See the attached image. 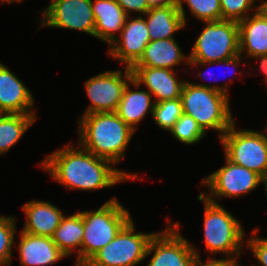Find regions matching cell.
<instances>
[{
	"label": "cell",
	"mask_w": 267,
	"mask_h": 266,
	"mask_svg": "<svg viewBox=\"0 0 267 266\" xmlns=\"http://www.w3.org/2000/svg\"><path fill=\"white\" fill-rule=\"evenodd\" d=\"M1 1V3H8V4H10V3H15V2H22L23 0H0Z\"/></svg>",
	"instance_id": "cell-38"
},
{
	"label": "cell",
	"mask_w": 267,
	"mask_h": 266,
	"mask_svg": "<svg viewBox=\"0 0 267 266\" xmlns=\"http://www.w3.org/2000/svg\"><path fill=\"white\" fill-rule=\"evenodd\" d=\"M182 114L181 99L177 98L155 103L151 117L159 128L169 132Z\"/></svg>",
	"instance_id": "cell-26"
},
{
	"label": "cell",
	"mask_w": 267,
	"mask_h": 266,
	"mask_svg": "<svg viewBox=\"0 0 267 266\" xmlns=\"http://www.w3.org/2000/svg\"><path fill=\"white\" fill-rule=\"evenodd\" d=\"M203 23L206 26L188 55L189 62H218L240 54L238 22L220 20Z\"/></svg>",
	"instance_id": "cell-6"
},
{
	"label": "cell",
	"mask_w": 267,
	"mask_h": 266,
	"mask_svg": "<svg viewBox=\"0 0 267 266\" xmlns=\"http://www.w3.org/2000/svg\"><path fill=\"white\" fill-rule=\"evenodd\" d=\"M167 223L165 231L154 232L149 241L145 257L153 256L147 266H192L198 249L181 235L179 222Z\"/></svg>",
	"instance_id": "cell-9"
},
{
	"label": "cell",
	"mask_w": 267,
	"mask_h": 266,
	"mask_svg": "<svg viewBox=\"0 0 267 266\" xmlns=\"http://www.w3.org/2000/svg\"><path fill=\"white\" fill-rule=\"evenodd\" d=\"M19 237L17 247L21 266H48L66 257L51 237L36 236L23 231Z\"/></svg>",
	"instance_id": "cell-16"
},
{
	"label": "cell",
	"mask_w": 267,
	"mask_h": 266,
	"mask_svg": "<svg viewBox=\"0 0 267 266\" xmlns=\"http://www.w3.org/2000/svg\"><path fill=\"white\" fill-rule=\"evenodd\" d=\"M124 10L127 16H130L131 12L139 13V15H145L150 7L146 0H115Z\"/></svg>",
	"instance_id": "cell-31"
},
{
	"label": "cell",
	"mask_w": 267,
	"mask_h": 266,
	"mask_svg": "<svg viewBox=\"0 0 267 266\" xmlns=\"http://www.w3.org/2000/svg\"><path fill=\"white\" fill-rule=\"evenodd\" d=\"M34 100L23 81L0 62V113L35 114Z\"/></svg>",
	"instance_id": "cell-15"
},
{
	"label": "cell",
	"mask_w": 267,
	"mask_h": 266,
	"mask_svg": "<svg viewBox=\"0 0 267 266\" xmlns=\"http://www.w3.org/2000/svg\"><path fill=\"white\" fill-rule=\"evenodd\" d=\"M35 114L0 113V155L6 154L36 120Z\"/></svg>",
	"instance_id": "cell-24"
},
{
	"label": "cell",
	"mask_w": 267,
	"mask_h": 266,
	"mask_svg": "<svg viewBox=\"0 0 267 266\" xmlns=\"http://www.w3.org/2000/svg\"><path fill=\"white\" fill-rule=\"evenodd\" d=\"M192 266H241V265L236 261H232L226 258L216 259L211 257L208 258L206 261H202L199 255L195 258Z\"/></svg>",
	"instance_id": "cell-33"
},
{
	"label": "cell",
	"mask_w": 267,
	"mask_h": 266,
	"mask_svg": "<svg viewBox=\"0 0 267 266\" xmlns=\"http://www.w3.org/2000/svg\"><path fill=\"white\" fill-rule=\"evenodd\" d=\"M256 0H220L222 20H232L239 22L251 13L250 10L258 11V5H254Z\"/></svg>",
	"instance_id": "cell-29"
},
{
	"label": "cell",
	"mask_w": 267,
	"mask_h": 266,
	"mask_svg": "<svg viewBox=\"0 0 267 266\" xmlns=\"http://www.w3.org/2000/svg\"><path fill=\"white\" fill-rule=\"evenodd\" d=\"M239 51L245 57L267 54V17L259 10L238 22ZM244 53V54H243Z\"/></svg>",
	"instance_id": "cell-19"
},
{
	"label": "cell",
	"mask_w": 267,
	"mask_h": 266,
	"mask_svg": "<svg viewBox=\"0 0 267 266\" xmlns=\"http://www.w3.org/2000/svg\"><path fill=\"white\" fill-rule=\"evenodd\" d=\"M252 59H259V67L261 72L264 74V76L266 77L265 79V84L267 87V54L265 55H260V56H256V57H252Z\"/></svg>",
	"instance_id": "cell-35"
},
{
	"label": "cell",
	"mask_w": 267,
	"mask_h": 266,
	"mask_svg": "<svg viewBox=\"0 0 267 266\" xmlns=\"http://www.w3.org/2000/svg\"><path fill=\"white\" fill-rule=\"evenodd\" d=\"M242 58V59H241ZM243 61V56L241 55V54H238V55H236L235 57H233V58H230V59H227V60H223V61H218V62H188V66H189V68H190V65H191V67H193V66H201V67H203V66H207L208 67V65H223V66H226V67H235V68H237L238 66H240L241 65V62ZM193 65V66H192ZM222 66V67H223ZM208 71V70H207ZM214 71V70H213ZM212 71V72H213ZM205 73H206V71H205ZM229 73V72H228ZM231 74H232V72H231ZM202 75H204L203 73H201V72H197V76L198 77H203ZM206 75V74H205ZM212 75V74H211ZM208 77V76H207ZM213 77V76H212Z\"/></svg>",
	"instance_id": "cell-32"
},
{
	"label": "cell",
	"mask_w": 267,
	"mask_h": 266,
	"mask_svg": "<svg viewBox=\"0 0 267 266\" xmlns=\"http://www.w3.org/2000/svg\"><path fill=\"white\" fill-rule=\"evenodd\" d=\"M146 1L150 9L177 4V0H146Z\"/></svg>",
	"instance_id": "cell-34"
},
{
	"label": "cell",
	"mask_w": 267,
	"mask_h": 266,
	"mask_svg": "<svg viewBox=\"0 0 267 266\" xmlns=\"http://www.w3.org/2000/svg\"><path fill=\"white\" fill-rule=\"evenodd\" d=\"M133 78L130 68L125 66L122 70L105 71L85 81V90L90 100V105L82 115L96 112H116L123 91Z\"/></svg>",
	"instance_id": "cell-11"
},
{
	"label": "cell",
	"mask_w": 267,
	"mask_h": 266,
	"mask_svg": "<svg viewBox=\"0 0 267 266\" xmlns=\"http://www.w3.org/2000/svg\"><path fill=\"white\" fill-rule=\"evenodd\" d=\"M43 11V26L85 32L94 36L92 0H49Z\"/></svg>",
	"instance_id": "cell-12"
},
{
	"label": "cell",
	"mask_w": 267,
	"mask_h": 266,
	"mask_svg": "<svg viewBox=\"0 0 267 266\" xmlns=\"http://www.w3.org/2000/svg\"><path fill=\"white\" fill-rule=\"evenodd\" d=\"M126 85L116 114L134 131L137 129L139 122L154 109V101H152V94L147 90H132L129 85ZM153 102V103H152ZM149 111V112H148Z\"/></svg>",
	"instance_id": "cell-22"
},
{
	"label": "cell",
	"mask_w": 267,
	"mask_h": 266,
	"mask_svg": "<svg viewBox=\"0 0 267 266\" xmlns=\"http://www.w3.org/2000/svg\"><path fill=\"white\" fill-rule=\"evenodd\" d=\"M84 237L81 245V266H84L100 249L110 243L132 219L130 212L116 197L99 209L80 211Z\"/></svg>",
	"instance_id": "cell-5"
},
{
	"label": "cell",
	"mask_w": 267,
	"mask_h": 266,
	"mask_svg": "<svg viewBox=\"0 0 267 266\" xmlns=\"http://www.w3.org/2000/svg\"><path fill=\"white\" fill-rule=\"evenodd\" d=\"M84 237L83 219L80 212L65 214L51 237L57 247L67 256L77 251L75 266H81V245Z\"/></svg>",
	"instance_id": "cell-23"
},
{
	"label": "cell",
	"mask_w": 267,
	"mask_h": 266,
	"mask_svg": "<svg viewBox=\"0 0 267 266\" xmlns=\"http://www.w3.org/2000/svg\"><path fill=\"white\" fill-rule=\"evenodd\" d=\"M130 69L133 73L131 85L139 88L144 84L153 98L156 97L154 103L180 98L185 81L178 80L174 70L147 66H132Z\"/></svg>",
	"instance_id": "cell-14"
},
{
	"label": "cell",
	"mask_w": 267,
	"mask_h": 266,
	"mask_svg": "<svg viewBox=\"0 0 267 266\" xmlns=\"http://www.w3.org/2000/svg\"><path fill=\"white\" fill-rule=\"evenodd\" d=\"M261 184L264 185L263 188H265L266 197H267V172L262 176Z\"/></svg>",
	"instance_id": "cell-37"
},
{
	"label": "cell",
	"mask_w": 267,
	"mask_h": 266,
	"mask_svg": "<svg viewBox=\"0 0 267 266\" xmlns=\"http://www.w3.org/2000/svg\"><path fill=\"white\" fill-rule=\"evenodd\" d=\"M197 200L204 203V242L208 253L225 254L226 259L238 261L243 250L245 229L238 219L219 203L208 201L199 194Z\"/></svg>",
	"instance_id": "cell-4"
},
{
	"label": "cell",
	"mask_w": 267,
	"mask_h": 266,
	"mask_svg": "<svg viewBox=\"0 0 267 266\" xmlns=\"http://www.w3.org/2000/svg\"><path fill=\"white\" fill-rule=\"evenodd\" d=\"M183 2L188 5L192 16L196 20L198 19L202 22L222 20L220 0H177L179 12L183 17L185 25L187 17Z\"/></svg>",
	"instance_id": "cell-25"
},
{
	"label": "cell",
	"mask_w": 267,
	"mask_h": 266,
	"mask_svg": "<svg viewBox=\"0 0 267 266\" xmlns=\"http://www.w3.org/2000/svg\"><path fill=\"white\" fill-rule=\"evenodd\" d=\"M169 132L176 140L187 145L200 142L206 134L193 117L184 113Z\"/></svg>",
	"instance_id": "cell-27"
},
{
	"label": "cell",
	"mask_w": 267,
	"mask_h": 266,
	"mask_svg": "<svg viewBox=\"0 0 267 266\" xmlns=\"http://www.w3.org/2000/svg\"><path fill=\"white\" fill-rule=\"evenodd\" d=\"M259 229L254 228L251 232L252 235L248 240H246V244L248 249L252 251L255 259L260 263L259 266H267V238L258 237L257 232ZM254 266V265H253ZM257 266V265H256Z\"/></svg>",
	"instance_id": "cell-30"
},
{
	"label": "cell",
	"mask_w": 267,
	"mask_h": 266,
	"mask_svg": "<svg viewBox=\"0 0 267 266\" xmlns=\"http://www.w3.org/2000/svg\"><path fill=\"white\" fill-rule=\"evenodd\" d=\"M262 3L258 5V10L265 16L267 17V0H261Z\"/></svg>",
	"instance_id": "cell-36"
},
{
	"label": "cell",
	"mask_w": 267,
	"mask_h": 266,
	"mask_svg": "<svg viewBox=\"0 0 267 266\" xmlns=\"http://www.w3.org/2000/svg\"><path fill=\"white\" fill-rule=\"evenodd\" d=\"M148 32L143 15L135 18L127 16L119 34L120 38L117 36L109 45L108 55L131 68L140 59L145 47L150 42Z\"/></svg>",
	"instance_id": "cell-13"
},
{
	"label": "cell",
	"mask_w": 267,
	"mask_h": 266,
	"mask_svg": "<svg viewBox=\"0 0 267 266\" xmlns=\"http://www.w3.org/2000/svg\"><path fill=\"white\" fill-rule=\"evenodd\" d=\"M227 86L185 81L180 96L183 113L193 117L205 133L218 131L219 139L234 123Z\"/></svg>",
	"instance_id": "cell-3"
},
{
	"label": "cell",
	"mask_w": 267,
	"mask_h": 266,
	"mask_svg": "<svg viewBox=\"0 0 267 266\" xmlns=\"http://www.w3.org/2000/svg\"><path fill=\"white\" fill-rule=\"evenodd\" d=\"M220 140L229 161L261 177L267 172V128L265 132L237 130L234 122Z\"/></svg>",
	"instance_id": "cell-7"
},
{
	"label": "cell",
	"mask_w": 267,
	"mask_h": 266,
	"mask_svg": "<svg viewBox=\"0 0 267 266\" xmlns=\"http://www.w3.org/2000/svg\"><path fill=\"white\" fill-rule=\"evenodd\" d=\"M95 18L94 37L110 45L121 33L127 15L115 0H92Z\"/></svg>",
	"instance_id": "cell-18"
},
{
	"label": "cell",
	"mask_w": 267,
	"mask_h": 266,
	"mask_svg": "<svg viewBox=\"0 0 267 266\" xmlns=\"http://www.w3.org/2000/svg\"><path fill=\"white\" fill-rule=\"evenodd\" d=\"M145 16L150 41L175 38L173 34L185 26L178 4L151 8Z\"/></svg>",
	"instance_id": "cell-21"
},
{
	"label": "cell",
	"mask_w": 267,
	"mask_h": 266,
	"mask_svg": "<svg viewBox=\"0 0 267 266\" xmlns=\"http://www.w3.org/2000/svg\"><path fill=\"white\" fill-rule=\"evenodd\" d=\"M21 208L26 215L21 231L36 236L52 237L64 216L58 206L47 201L31 200Z\"/></svg>",
	"instance_id": "cell-17"
},
{
	"label": "cell",
	"mask_w": 267,
	"mask_h": 266,
	"mask_svg": "<svg viewBox=\"0 0 267 266\" xmlns=\"http://www.w3.org/2000/svg\"><path fill=\"white\" fill-rule=\"evenodd\" d=\"M72 144L47 155L39 163L53 180L67 188L91 191L141 178L137 174L114 168L111 161L95 156L80 145L77 148Z\"/></svg>",
	"instance_id": "cell-1"
},
{
	"label": "cell",
	"mask_w": 267,
	"mask_h": 266,
	"mask_svg": "<svg viewBox=\"0 0 267 266\" xmlns=\"http://www.w3.org/2000/svg\"><path fill=\"white\" fill-rule=\"evenodd\" d=\"M182 61L188 65L189 56L184 55L175 38H169L150 41L145 47L140 59L133 66H147L174 70L173 67L183 63Z\"/></svg>",
	"instance_id": "cell-20"
},
{
	"label": "cell",
	"mask_w": 267,
	"mask_h": 266,
	"mask_svg": "<svg viewBox=\"0 0 267 266\" xmlns=\"http://www.w3.org/2000/svg\"><path fill=\"white\" fill-rule=\"evenodd\" d=\"M16 233L15 216L0 215V266H10Z\"/></svg>",
	"instance_id": "cell-28"
},
{
	"label": "cell",
	"mask_w": 267,
	"mask_h": 266,
	"mask_svg": "<svg viewBox=\"0 0 267 266\" xmlns=\"http://www.w3.org/2000/svg\"><path fill=\"white\" fill-rule=\"evenodd\" d=\"M261 181L262 177L255 171L235 164L225 157V165L201 181V184L208 187V192H201V195L213 203H216L215 198L219 197L238 198L256 189L261 185Z\"/></svg>",
	"instance_id": "cell-10"
},
{
	"label": "cell",
	"mask_w": 267,
	"mask_h": 266,
	"mask_svg": "<svg viewBox=\"0 0 267 266\" xmlns=\"http://www.w3.org/2000/svg\"><path fill=\"white\" fill-rule=\"evenodd\" d=\"M79 144L97 157L120 163L135 131L116 112L79 116Z\"/></svg>",
	"instance_id": "cell-2"
},
{
	"label": "cell",
	"mask_w": 267,
	"mask_h": 266,
	"mask_svg": "<svg viewBox=\"0 0 267 266\" xmlns=\"http://www.w3.org/2000/svg\"><path fill=\"white\" fill-rule=\"evenodd\" d=\"M131 219L117 236L100 249L84 266H136L146 257L154 233L136 232Z\"/></svg>",
	"instance_id": "cell-8"
}]
</instances>
